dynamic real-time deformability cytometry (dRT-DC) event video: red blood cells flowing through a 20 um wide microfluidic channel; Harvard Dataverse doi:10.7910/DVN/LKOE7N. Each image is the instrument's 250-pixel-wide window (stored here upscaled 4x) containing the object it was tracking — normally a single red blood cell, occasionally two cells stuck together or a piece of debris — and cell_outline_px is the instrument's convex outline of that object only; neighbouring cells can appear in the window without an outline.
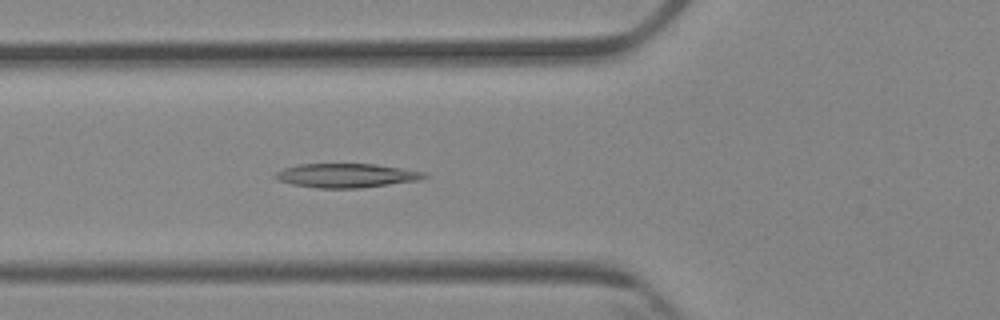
{"species": "Egyptian fruit bat (a non-hibernating species)", "species_latin": "Rousettus aegyptiacus", "temperature_condition": "cold", "stored_images_in_passage": 6, "camera_frame_rate_fps": 3000, "um_per_image_px": 0.085, "animal": {"sex": "female"}, "frame": {"image": 1, "passage_image": 6, "time_ms": 6.667, "image_size_px": [1000, 320], "cell_outline_px": [[428, 176], [420, 180], [360, 188], [316, 188], [292, 184], [276, 180], [272, 176], [276, 172], [284, 168], [300, 164], [376, 164], [424, 172]], "centroid_in_image_um": [29.4, 14.92], "position_along_channel_um": 96.4, "area_um2": 20.87}}